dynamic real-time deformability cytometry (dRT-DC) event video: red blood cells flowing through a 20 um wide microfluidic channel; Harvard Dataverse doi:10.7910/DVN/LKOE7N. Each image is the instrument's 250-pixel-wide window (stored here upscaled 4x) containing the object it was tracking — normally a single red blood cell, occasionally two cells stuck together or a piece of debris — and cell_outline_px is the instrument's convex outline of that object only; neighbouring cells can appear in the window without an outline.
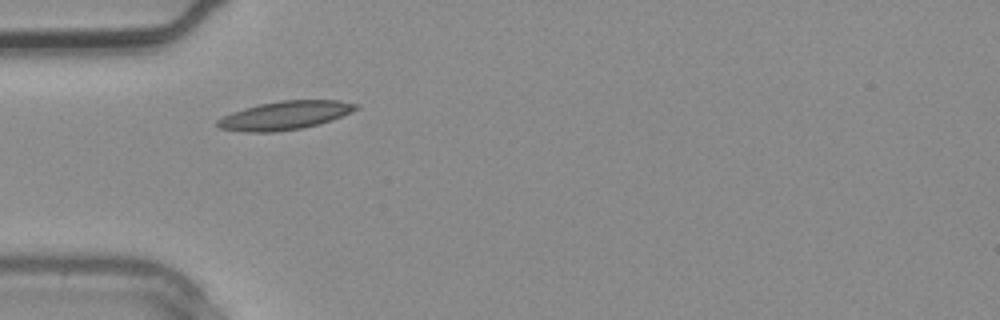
{"species": "common noctule bat (a hibernating species)", "species_latin": "Nyctalus noctula", "temperature_condition": "warm", "stored_images_in_passage": 1, "camera_frame_rate_fps": 3000, "um_per_image_px": 0.085, "animal": {"sex": "male", "body_mass_g": 20.4}, "frame": {"image": 1, "passage_image": 1, "time_ms": 0.0, "image_size_px": [1000, 320], "cell_outline_px": [[360, 108], [352, 112], [332, 120], [304, 128], [276, 132], [244, 132], [220, 128], [216, 124], [216, 120], [232, 112], [260, 104], [280, 100], [340, 100], [356, 104]], "centroid_in_image_um": [24.24, 9.81], "position_along_channel_um": 60.8, "area_um2": 23.0}}